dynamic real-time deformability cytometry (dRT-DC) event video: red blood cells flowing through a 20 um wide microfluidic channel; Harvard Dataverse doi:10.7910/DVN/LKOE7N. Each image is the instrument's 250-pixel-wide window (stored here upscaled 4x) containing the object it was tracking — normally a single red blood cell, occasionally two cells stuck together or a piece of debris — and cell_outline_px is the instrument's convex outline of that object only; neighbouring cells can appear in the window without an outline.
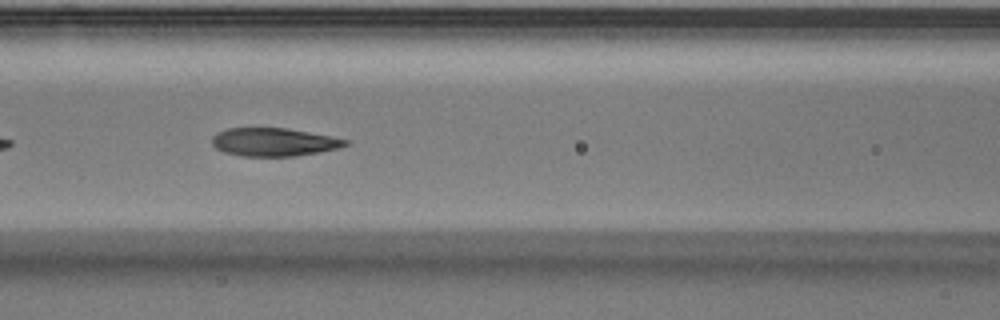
{"species": "Egyptian fruit bat (a non-hibernating species)", "species_latin": "Rousettus aegyptiacus", "temperature_condition": "warm", "stored_images_in_passage": 17, "camera_frame_rate_fps": 3000, "um_per_image_px": 0.085, "animal": {"sex": "male"}, "frame": {"image": 1, "passage_image": 8, "time_ms": 2.333, "image_size_px": [1000, 320], "cell_outline_px": [[348, 144], [340, 148], [320, 152], [296, 156], [244, 156], [224, 152], [216, 148], [212, 144], [212, 136], [216, 132], [228, 128], [288, 128], [348, 140]], "centroid_in_image_um": [23.25, 12.07], "position_along_channel_um": 143.3, "area_um2": 21.85}}